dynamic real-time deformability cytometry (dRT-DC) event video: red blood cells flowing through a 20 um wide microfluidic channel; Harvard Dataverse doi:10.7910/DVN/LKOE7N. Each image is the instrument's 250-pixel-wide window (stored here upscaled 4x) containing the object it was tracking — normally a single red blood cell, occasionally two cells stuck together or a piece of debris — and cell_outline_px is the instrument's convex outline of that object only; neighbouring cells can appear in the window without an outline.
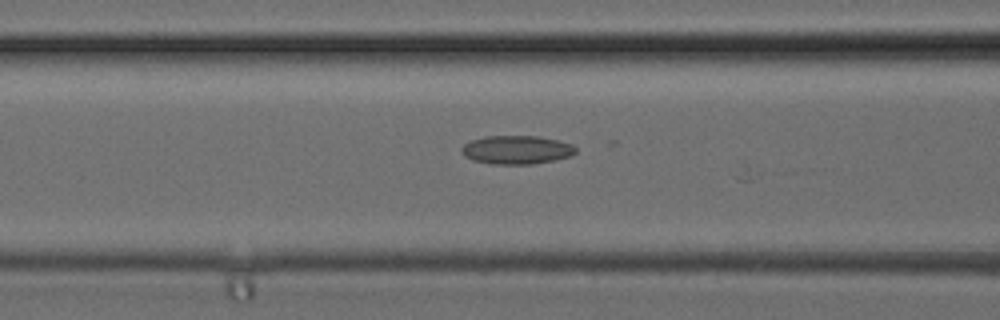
{"species": "common noctule bat (a hibernating species)", "species_latin": "Nyctalus noctula", "temperature_condition": "cold", "stored_images_in_passage": 14, "camera_frame_rate_fps": 3000, "um_per_image_px": 0.085, "animal": {"sex": "female", "body_mass_g": 24.6, "forearm_length_mm": 56.2}, "frame": {"image": 1, "passage_image": 10, "time_ms": 3.0, "image_size_px": [1000, 320], "cell_outline_px": [[576, 152], [572, 156], [556, 160], [532, 164], [492, 164], [472, 160], [464, 156], [460, 152], [460, 148], [464, 144], [472, 140], [484, 136], [536, 136], [556, 140], [572, 144], [576, 148]], "centroid_in_image_um": [43.89, 12.74], "position_along_channel_um": 122.7, "area_um2": 19.13}}